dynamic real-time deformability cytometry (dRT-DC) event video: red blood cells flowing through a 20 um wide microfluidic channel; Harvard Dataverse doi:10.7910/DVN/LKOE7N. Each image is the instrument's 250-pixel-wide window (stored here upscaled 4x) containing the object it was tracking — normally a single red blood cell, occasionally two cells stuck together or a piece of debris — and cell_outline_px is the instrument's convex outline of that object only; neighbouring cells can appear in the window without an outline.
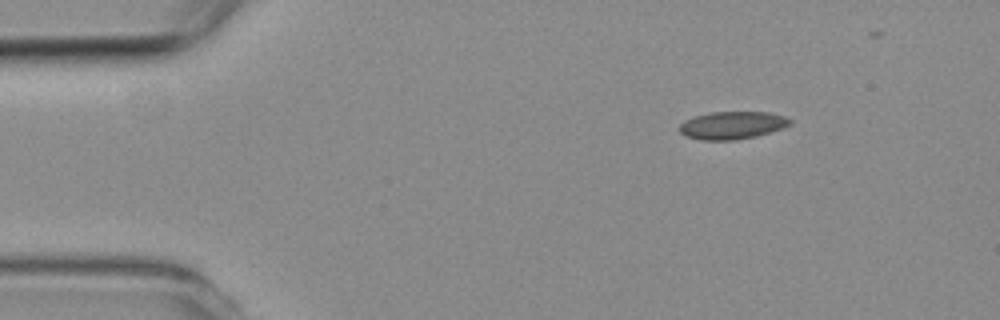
{"species": "common noctule bat (a hibernating species)", "species_latin": "Nyctalus noctula", "temperature_condition": "room temperature", "stored_images_in_passage": 4, "camera_frame_rate_fps": 3000, "um_per_image_px": 0.085, "animal": {"sex": "female", "body_mass_g": 19.3, "forearm_length_mm": 54.1}, "frame": {"image": 1, "passage_image": 1, "time_ms": 0.0, "image_size_px": [1000, 320], "cell_outline_px": [[792, 124], [784, 128], [756, 136], [736, 140], [700, 140], [688, 136], [680, 132], [680, 124], [684, 120], [696, 116], [712, 112], [768, 112], [784, 116], [792, 120]], "centroid_in_image_um": [62.28, 10.65], "position_along_channel_um": 22.7, "area_um2": 17.8}}